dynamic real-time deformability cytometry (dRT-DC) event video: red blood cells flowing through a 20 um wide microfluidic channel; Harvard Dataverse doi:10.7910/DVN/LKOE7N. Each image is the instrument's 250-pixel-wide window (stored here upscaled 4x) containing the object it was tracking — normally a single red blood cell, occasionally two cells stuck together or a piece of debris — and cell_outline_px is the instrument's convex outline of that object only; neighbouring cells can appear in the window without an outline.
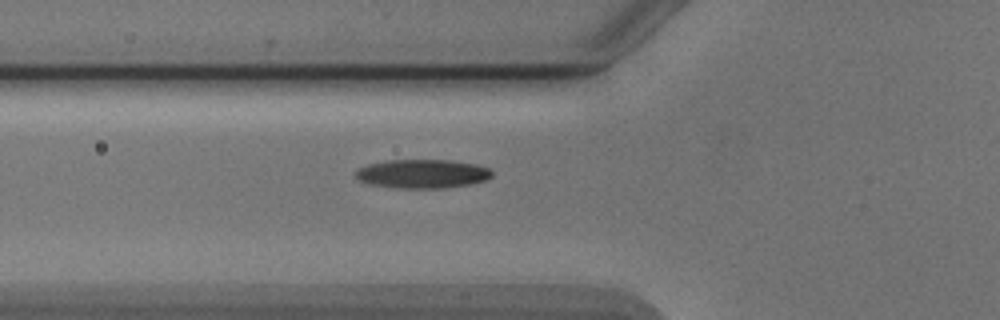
{"species": "Egyptian fruit bat (a non-hibernating species)", "species_latin": "Rousettus aegyptiacus", "temperature_condition": "cold", "stored_images_in_passage": 31, "camera_frame_rate_fps": 3000, "um_per_image_px": 0.085, "animal": {"sex": "male"}, "frame": {"image": 1, "passage_image": 2, "time_ms": 0.333, "image_size_px": [1000, 320], "cell_outline_px": [[492, 176], [484, 180], [468, 184], [444, 188], [396, 188], [368, 184], [360, 180], [356, 176], [356, 168], [368, 164], [388, 160], [448, 160], [476, 164], [488, 168], [492, 172]], "centroid_in_image_um": [35.86, 14.77], "position_along_channel_um": 89.9, "area_um2": 22.83}}
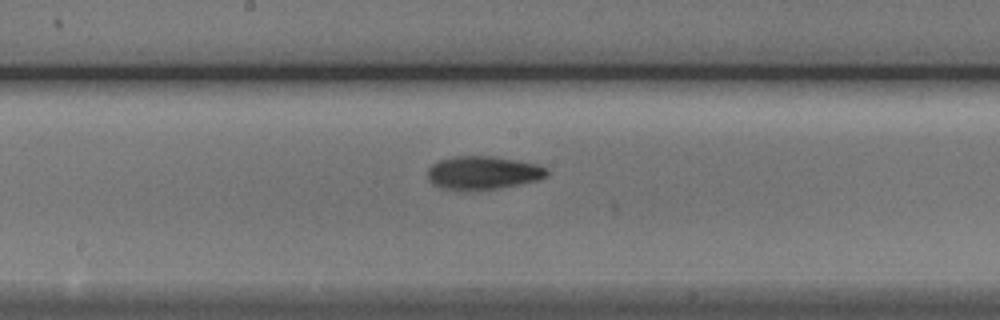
{"frame": {"image": 2, "passage_image": 11, "time_ms": 3.333, "image_size_px": [1000, 320], "cell_outline_px": [[548, 176], [540, 180], [500, 188], [440, 188], [432, 184], [428, 180], [428, 168], [432, 164], [440, 160], [456, 156], [492, 156], [516, 160], [536, 164], [548, 168]], "centroid_in_image_um": [41.09, 14.66], "position_along_channel_um": 207.1, "area_um2": 22.77}}
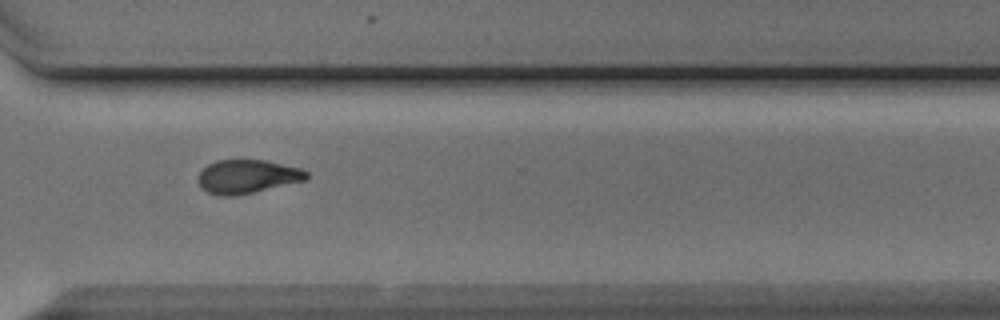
{"frame": {"image": 3, "passage_image": 22, "time_ms": 7.0, "image_size_px": [1000, 320], "cell_outline_px": [[308, 176], [304, 180], [252, 192], [232, 196], [216, 196], [200, 188], [200, 172], [208, 164], [216, 160], [264, 160], [300, 168], [308, 172]], "centroid_in_image_um": [20.99, 15.0], "position_along_channel_um": 349.6, "area_um2": 20.87}}